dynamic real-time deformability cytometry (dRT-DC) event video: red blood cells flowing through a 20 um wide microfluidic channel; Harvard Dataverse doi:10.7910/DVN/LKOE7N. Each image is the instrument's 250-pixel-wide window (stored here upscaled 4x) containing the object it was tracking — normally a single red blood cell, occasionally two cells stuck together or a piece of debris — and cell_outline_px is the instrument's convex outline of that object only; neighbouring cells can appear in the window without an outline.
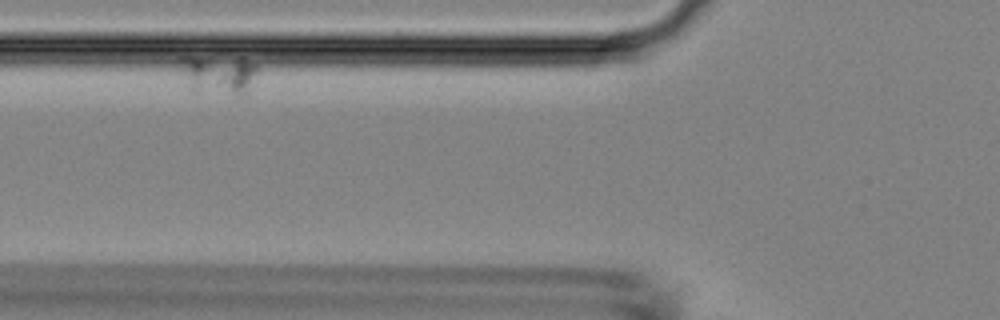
{"species": "Egyptian fruit bat (a non-hibernating species)", "species_latin": "Rousettus aegyptiacus", "temperature_condition": "room temperature", "stored_images_in_passage": 16, "camera_frame_rate_fps": 3000, "um_per_image_px": 0.085, "animal": {"sex": "female"}, "frame": {"image": 1, "passage_image": 6, "time_ms": 1.667, "image_size_px": [1000, 320], "cell_outline_px": [[260, 68], [244, 92], [240, 92], [192, 88], [176, 60], [180, 56], [244, 56], [256, 64]], "centroid_in_image_um": [18.58, 6.14], "position_along_channel_um": 107.2, "area_um2": 16.99}}
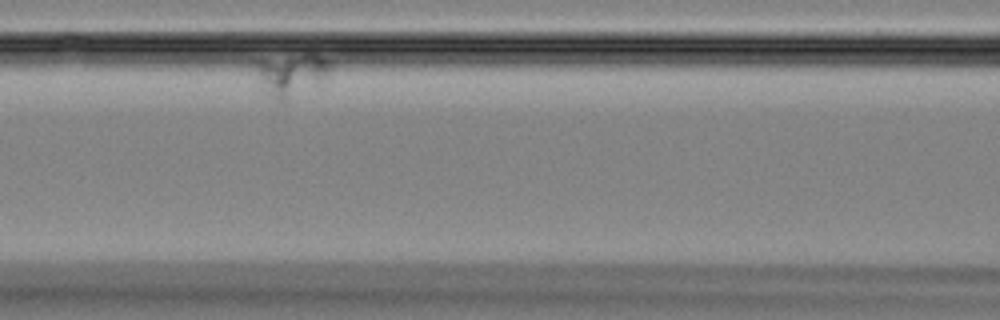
{"frame": {"image": 2, "passage_image": 12, "time_ms": 3.667, "image_size_px": [1000, 320], "cell_outline_px": [[332, 68], [320, 80], [284, 100], [280, 100], [272, 92], [260, 76], [256, 64], [256, 60], [308, 52], [312, 52], [332, 60]], "centroid_in_image_um": [24.89, 6.16], "position_along_channel_um": 141.7, "area_um2": 16.94}}